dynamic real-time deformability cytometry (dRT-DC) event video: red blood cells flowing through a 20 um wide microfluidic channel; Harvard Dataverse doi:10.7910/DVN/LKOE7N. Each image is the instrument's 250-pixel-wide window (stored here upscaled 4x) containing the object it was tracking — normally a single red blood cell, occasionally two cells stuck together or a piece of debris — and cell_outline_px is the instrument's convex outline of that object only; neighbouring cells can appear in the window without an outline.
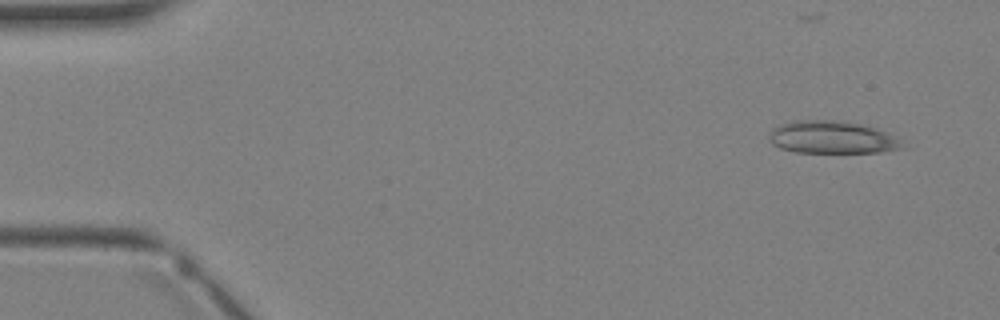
{"species": "Egyptian fruit bat (a non-hibernating species)", "species_latin": "Rousettus aegyptiacus", "temperature_condition": "warm", "stored_images_in_passage": 3, "camera_frame_rate_fps": 3000, "um_per_image_px": 0.085, "animal": {"sex": "female"}, "frame": {"image": 1, "passage_image": 1, "time_ms": 0.0, "image_size_px": [1000, 320], "cell_outline_px": [[908, 148], [880, 152], [796, 152], [780, 148], [772, 144], [768, 136], [772, 128], [780, 124], [792, 120], [832, 120], [860, 124], [876, 128], [896, 136]], "centroid_in_image_um": [70.74, 11.67], "position_along_channel_um": 14.3, "area_um2": 25.43}}
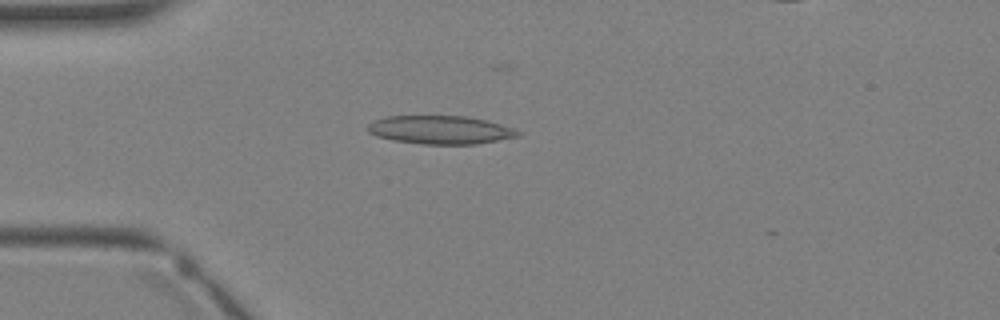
{"frame": {"image": 2, "passage_image": 3, "time_ms": 2.333, "image_size_px": [1000, 320], "cell_outline_px": [[524, 132], [520, 136], [476, 144], [424, 144], [392, 140], [376, 136], [368, 132], [368, 124], [372, 120], [384, 116], [468, 116], [488, 120]], "centroid_in_image_um": [37.43, 11.03], "position_along_channel_um": 47.6, "area_um2": 25.03}}